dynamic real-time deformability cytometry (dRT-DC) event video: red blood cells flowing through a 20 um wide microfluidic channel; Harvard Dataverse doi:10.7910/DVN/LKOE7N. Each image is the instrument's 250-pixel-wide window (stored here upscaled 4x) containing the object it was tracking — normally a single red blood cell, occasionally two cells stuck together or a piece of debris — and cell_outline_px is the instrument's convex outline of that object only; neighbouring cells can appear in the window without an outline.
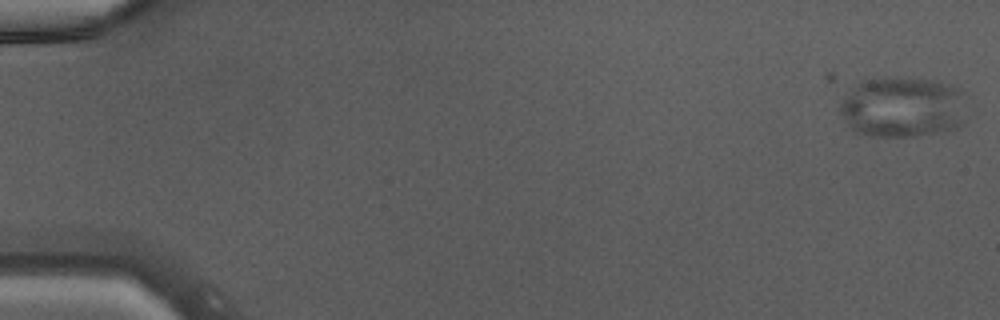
{"species": "Egyptian fruit bat (a non-hibernating species)", "species_latin": "Rousettus aegyptiacus", "temperature_condition": "warm", "stored_images_in_passage": 46, "camera_frame_rate_fps": 3000, "um_per_image_px": 0.085, "animal": {"sex": "male"}, "frame": {"image": 1, "passage_image": 1, "time_ms": 0.0, "image_size_px": [1000, 320], "cell_outline_px": [[968, 120], [964, 124], [956, 128], [916, 136], [872, 136], [856, 132], [844, 120], [840, 112], [840, 104], [844, 96], [860, 80], [884, 76], [896, 76], [932, 80], [948, 84], [964, 92]], "centroid_in_image_um": [76.77, 9.08], "position_along_channel_um": 8.2, "area_um2": 45.78}}
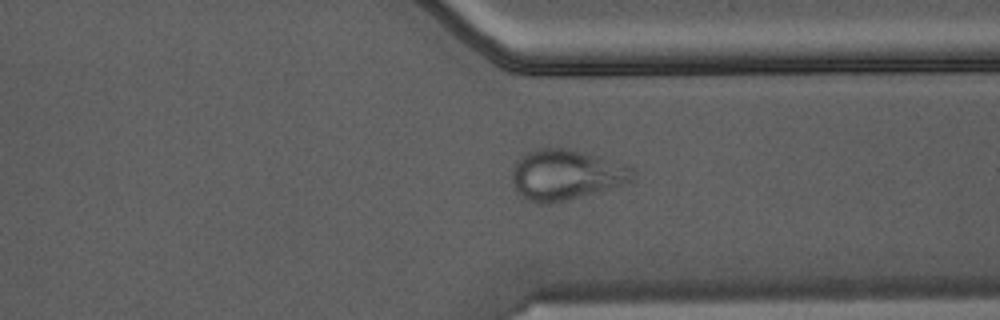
{"frame": {"image": 2, "passage_image": 36, "time_ms": 11.667, "image_size_px": [1000, 320], "cell_outline_px": [[636, 172], [632, 180], [624, 184], [564, 200], [548, 204], [540, 204], [528, 200], [520, 196], [516, 192], [512, 180], [512, 168], [516, 160], [520, 156], [536, 148], [564, 148], [628, 164], [636, 168]], "centroid_in_image_um": [48.08, 14.85], "position_along_channel_um": 363.3, "area_um2": 35.37}}
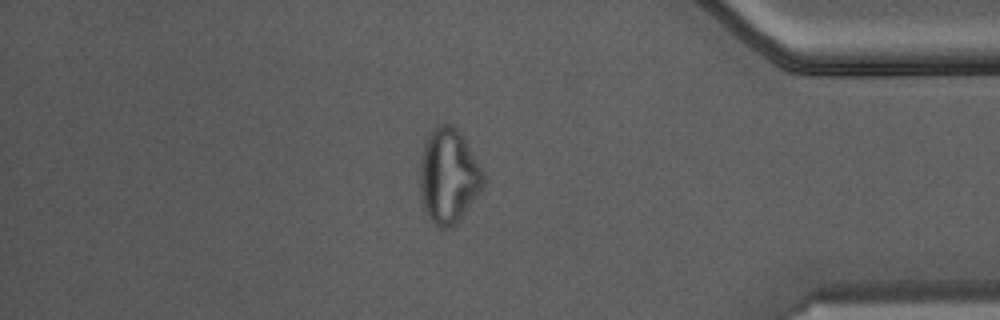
{"frame": {"image": 3, "passage_image": 40, "time_ms": 13.0, "image_size_px": [1000, 320], "cell_outline_px": [[484, 188], [456, 224], [452, 228], [440, 228], [428, 216], [424, 208], [420, 192], [420, 160], [424, 140], [432, 128], [436, 124], [452, 124], [464, 136], [484, 172]], "centroid_in_image_um": [38.13, 14.93], "position_along_channel_um": 397.1, "area_um2": 35.55}}